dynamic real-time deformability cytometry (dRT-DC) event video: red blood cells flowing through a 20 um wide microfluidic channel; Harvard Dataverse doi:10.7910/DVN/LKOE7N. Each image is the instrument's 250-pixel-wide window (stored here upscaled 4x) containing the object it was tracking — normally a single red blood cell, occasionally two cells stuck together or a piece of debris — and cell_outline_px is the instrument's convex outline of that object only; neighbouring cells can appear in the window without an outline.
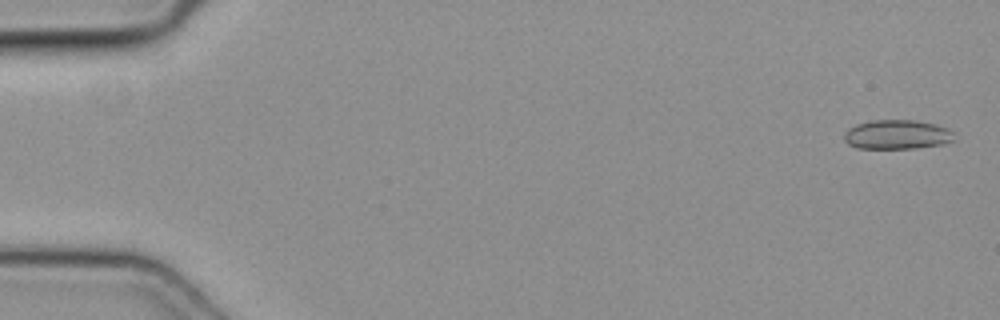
{"species": "common noctule bat (a hibernating species)", "species_latin": "Nyctalus noctula", "temperature_condition": "cold", "stored_images_in_passage": 5, "camera_frame_rate_fps": 3000, "um_per_image_px": 0.085, "animal": {"sex": "female", "body_mass_g": 19.3, "forearm_length_mm": 54.1}, "frame": {"image": 1, "passage_image": 1, "time_ms": 0.0, "image_size_px": [1000, 320], "cell_outline_px": [[956, 140], [944, 144], [916, 148], [856, 148], [848, 144], [844, 140], [844, 132], [848, 128], [856, 124], [872, 120], [916, 120], [948, 128], [952, 132]], "centroid_in_image_um": [76.24, 11.44], "position_along_channel_um": 8.8, "area_um2": 18.9}}